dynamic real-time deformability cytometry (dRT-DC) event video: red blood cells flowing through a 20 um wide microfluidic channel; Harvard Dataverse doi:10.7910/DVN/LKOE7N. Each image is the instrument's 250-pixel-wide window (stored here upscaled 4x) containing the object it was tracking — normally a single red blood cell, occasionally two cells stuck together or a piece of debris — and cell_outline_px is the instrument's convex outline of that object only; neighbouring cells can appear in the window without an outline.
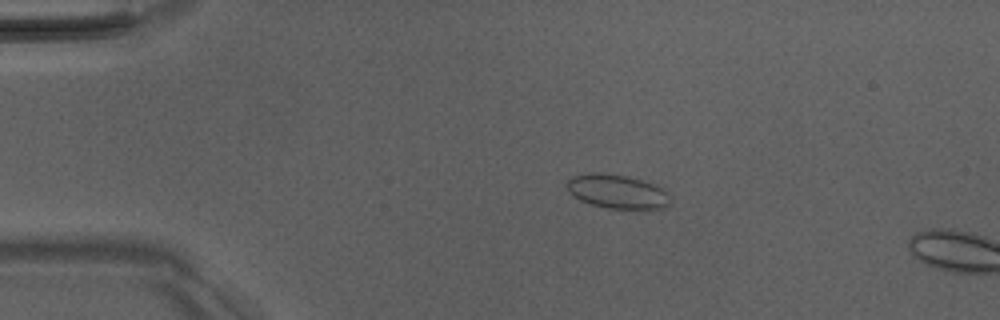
{"species": "Egyptian fruit bat (a non-hibernating species)", "species_latin": "Rousettus aegyptiacus", "temperature_condition": "room temperature", "stored_images_in_passage": 5, "camera_frame_rate_fps": 3000, "um_per_image_px": 0.085, "animal": {"sex": "male"}, "frame": {"image": 1, "passage_image": 4, "time_ms": 3.333, "image_size_px": [1000, 320], "cell_outline_px": [[672, 200], [668, 208], [608, 208], [588, 204], [580, 200], [568, 192], [568, 180], [584, 172], [600, 172], [628, 176], [656, 184], [664, 188], [672, 196]], "centroid_in_image_um": [52.52, 16.27], "position_along_channel_um": 32.5, "area_um2": 20.81}}